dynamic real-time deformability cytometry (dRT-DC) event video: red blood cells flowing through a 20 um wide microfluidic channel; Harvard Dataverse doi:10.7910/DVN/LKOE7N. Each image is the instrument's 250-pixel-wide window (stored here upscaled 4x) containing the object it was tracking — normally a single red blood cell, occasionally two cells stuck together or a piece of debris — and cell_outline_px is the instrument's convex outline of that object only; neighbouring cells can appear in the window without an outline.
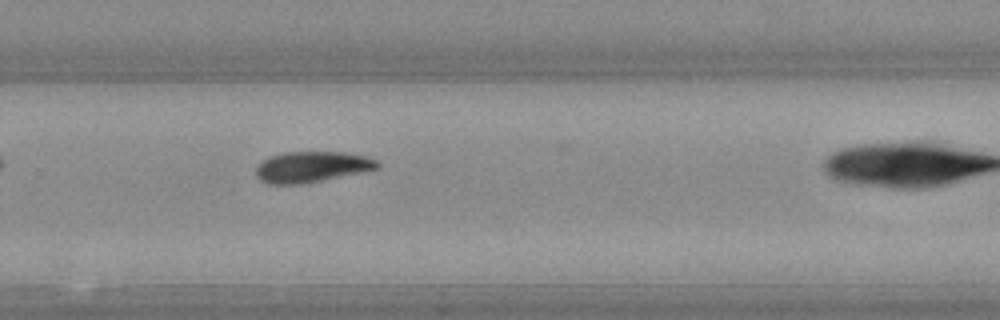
{"species": "Egyptian fruit bat (a non-hibernating species)", "species_latin": "Rousettus aegyptiacus", "temperature_condition": "warm", "stored_images_in_passage": 20, "camera_frame_rate_fps": 3000, "um_per_image_px": 0.085, "animal": {"sex": "female"}, "frame": {"image": 1, "passage_image": 15, "time_ms": 4.667, "image_size_px": [1000, 320], "cell_outline_px": [[380, 168], [300, 184], [268, 184], [260, 180], [256, 176], [256, 168], [264, 160], [272, 156], [284, 152], [344, 152], [364, 156], [376, 160], [380, 164]], "centroid_in_image_um": [26.49, 14.18], "position_along_channel_um": 303.3, "area_um2": 21.44}}
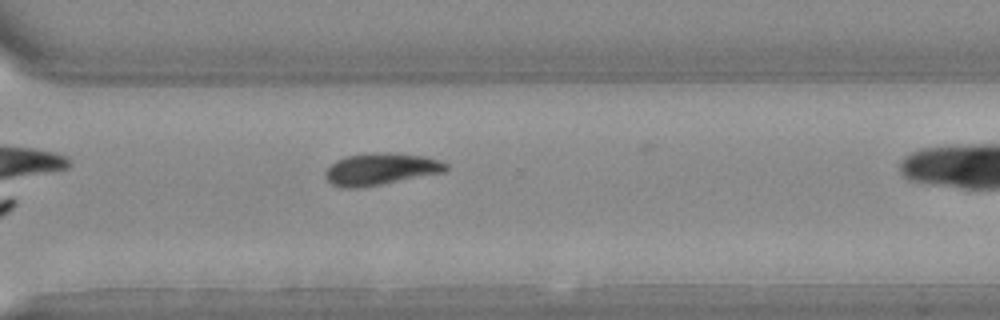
{"frame": {"image": 2, "passage_image": 17, "time_ms": 5.333, "image_size_px": [1000, 320], "cell_outline_px": [[448, 168], [444, 172], [360, 188], [340, 188], [332, 184], [324, 176], [324, 172], [336, 160], [344, 156], [376, 152], [388, 152], [424, 156], [448, 164]], "centroid_in_image_um": [32.32, 14.37], "position_along_channel_um": 338.3, "area_um2": 22.37}}